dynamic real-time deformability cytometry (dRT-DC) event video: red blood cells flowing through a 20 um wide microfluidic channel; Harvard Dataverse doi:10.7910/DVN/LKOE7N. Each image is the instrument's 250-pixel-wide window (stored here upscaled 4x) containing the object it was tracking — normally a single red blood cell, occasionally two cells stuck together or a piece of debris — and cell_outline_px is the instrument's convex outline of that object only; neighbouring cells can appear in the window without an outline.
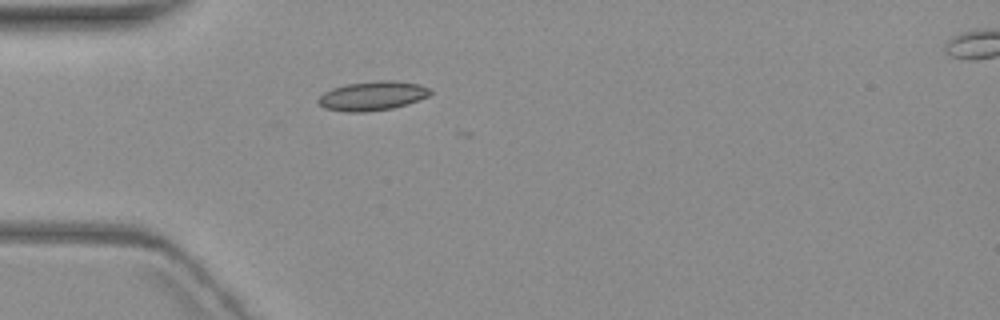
{"species": "common noctule bat (a hibernating species)", "species_latin": "Nyctalus noctula", "temperature_condition": "warm", "stored_images_in_passage": 3, "camera_frame_rate_fps": 3000, "um_per_image_px": 0.085, "animal": {"sex": "female", "body_mass_g": 19.3, "forearm_length_mm": 54.1}, "frame": {"image": 1, "passage_image": 2, "time_ms": 2.0, "image_size_px": [1000, 320], "cell_outline_px": [[432, 92], [428, 96], [408, 104], [392, 108], [368, 112], [344, 112], [324, 108], [316, 100], [324, 92], [332, 88], [348, 84], [376, 80], [396, 80], [420, 84], [428, 88]], "centroid_in_image_um": [31.65, 8.15], "position_along_channel_um": 53.3, "area_um2": 19.19}}